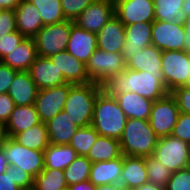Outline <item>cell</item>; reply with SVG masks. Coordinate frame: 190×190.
I'll list each match as a JSON object with an SVG mask.
<instances>
[{"instance_id": "7bdbcfd3", "label": "cell", "mask_w": 190, "mask_h": 190, "mask_svg": "<svg viewBox=\"0 0 190 190\" xmlns=\"http://www.w3.org/2000/svg\"><path fill=\"white\" fill-rule=\"evenodd\" d=\"M16 16L14 10H0V37L16 31Z\"/></svg>"}, {"instance_id": "ac0fdd59", "label": "cell", "mask_w": 190, "mask_h": 190, "mask_svg": "<svg viewBox=\"0 0 190 190\" xmlns=\"http://www.w3.org/2000/svg\"><path fill=\"white\" fill-rule=\"evenodd\" d=\"M49 59L62 72L66 83L74 85L91 82L86 72V64L66 50L50 56Z\"/></svg>"}, {"instance_id": "9a60e30c", "label": "cell", "mask_w": 190, "mask_h": 190, "mask_svg": "<svg viewBox=\"0 0 190 190\" xmlns=\"http://www.w3.org/2000/svg\"><path fill=\"white\" fill-rule=\"evenodd\" d=\"M152 25L153 22L124 25L126 38L121 53L126 62L140 50L152 45Z\"/></svg>"}, {"instance_id": "816d5d0a", "label": "cell", "mask_w": 190, "mask_h": 190, "mask_svg": "<svg viewBox=\"0 0 190 190\" xmlns=\"http://www.w3.org/2000/svg\"><path fill=\"white\" fill-rule=\"evenodd\" d=\"M133 190H165V187L159 186V185H155L152 183H146L141 185L140 187H137Z\"/></svg>"}, {"instance_id": "8992f818", "label": "cell", "mask_w": 190, "mask_h": 190, "mask_svg": "<svg viewBox=\"0 0 190 190\" xmlns=\"http://www.w3.org/2000/svg\"><path fill=\"white\" fill-rule=\"evenodd\" d=\"M73 23L72 20H65L60 23L44 25L33 38L37 54L49 58L66 50Z\"/></svg>"}, {"instance_id": "e575fe53", "label": "cell", "mask_w": 190, "mask_h": 190, "mask_svg": "<svg viewBox=\"0 0 190 190\" xmlns=\"http://www.w3.org/2000/svg\"><path fill=\"white\" fill-rule=\"evenodd\" d=\"M92 162L87 156L77 158L64 169L65 179L68 186L89 180Z\"/></svg>"}, {"instance_id": "52a82bcc", "label": "cell", "mask_w": 190, "mask_h": 190, "mask_svg": "<svg viewBox=\"0 0 190 190\" xmlns=\"http://www.w3.org/2000/svg\"><path fill=\"white\" fill-rule=\"evenodd\" d=\"M9 166L20 167L33 178L44 169L43 151L34 150L20 145L11 137H5L1 146Z\"/></svg>"}, {"instance_id": "60d3db41", "label": "cell", "mask_w": 190, "mask_h": 190, "mask_svg": "<svg viewBox=\"0 0 190 190\" xmlns=\"http://www.w3.org/2000/svg\"><path fill=\"white\" fill-rule=\"evenodd\" d=\"M180 140L186 141L190 144V115L181 113L178 116L176 125L171 134Z\"/></svg>"}, {"instance_id": "d590c367", "label": "cell", "mask_w": 190, "mask_h": 190, "mask_svg": "<svg viewBox=\"0 0 190 190\" xmlns=\"http://www.w3.org/2000/svg\"><path fill=\"white\" fill-rule=\"evenodd\" d=\"M98 136L99 133L91 125L79 127L69 145L77 152L78 156H87Z\"/></svg>"}, {"instance_id": "484cf974", "label": "cell", "mask_w": 190, "mask_h": 190, "mask_svg": "<svg viewBox=\"0 0 190 190\" xmlns=\"http://www.w3.org/2000/svg\"><path fill=\"white\" fill-rule=\"evenodd\" d=\"M37 56L38 54L34 39L24 38L23 41L1 61L12 69L29 71Z\"/></svg>"}, {"instance_id": "5bb4252c", "label": "cell", "mask_w": 190, "mask_h": 190, "mask_svg": "<svg viewBox=\"0 0 190 190\" xmlns=\"http://www.w3.org/2000/svg\"><path fill=\"white\" fill-rule=\"evenodd\" d=\"M114 15V0H95L74 23L86 31L97 34Z\"/></svg>"}, {"instance_id": "cb8c5ba5", "label": "cell", "mask_w": 190, "mask_h": 190, "mask_svg": "<svg viewBox=\"0 0 190 190\" xmlns=\"http://www.w3.org/2000/svg\"><path fill=\"white\" fill-rule=\"evenodd\" d=\"M41 123L34 104L27 106L15 105L14 110L4 125L5 135L13 138L17 133Z\"/></svg>"}, {"instance_id": "9f6ffc18", "label": "cell", "mask_w": 190, "mask_h": 190, "mask_svg": "<svg viewBox=\"0 0 190 190\" xmlns=\"http://www.w3.org/2000/svg\"><path fill=\"white\" fill-rule=\"evenodd\" d=\"M5 137L6 135H5L4 125L0 124V147L3 144Z\"/></svg>"}, {"instance_id": "7dc6e473", "label": "cell", "mask_w": 190, "mask_h": 190, "mask_svg": "<svg viewBox=\"0 0 190 190\" xmlns=\"http://www.w3.org/2000/svg\"><path fill=\"white\" fill-rule=\"evenodd\" d=\"M0 190H21L15 183L14 166H8L5 173L0 174Z\"/></svg>"}, {"instance_id": "8d00e7d4", "label": "cell", "mask_w": 190, "mask_h": 190, "mask_svg": "<svg viewBox=\"0 0 190 190\" xmlns=\"http://www.w3.org/2000/svg\"><path fill=\"white\" fill-rule=\"evenodd\" d=\"M145 167L147 170L148 182L165 187L172 175V171L153 155L145 158Z\"/></svg>"}, {"instance_id": "f907efd6", "label": "cell", "mask_w": 190, "mask_h": 190, "mask_svg": "<svg viewBox=\"0 0 190 190\" xmlns=\"http://www.w3.org/2000/svg\"><path fill=\"white\" fill-rule=\"evenodd\" d=\"M22 0H0V10H14Z\"/></svg>"}, {"instance_id": "603a6c76", "label": "cell", "mask_w": 190, "mask_h": 190, "mask_svg": "<svg viewBox=\"0 0 190 190\" xmlns=\"http://www.w3.org/2000/svg\"><path fill=\"white\" fill-rule=\"evenodd\" d=\"M48 132L49 144L66 145L69 144L73 135L79 127L68 116L64 110L45 122Z\"/></svg>"}, {"instance_id": "ee69618b", "label": "cell", "mask_w": 190, "mask_h": 190, "mask_svg": "<svg viewBox=\"0 0 190 190\" xmlns=\"http://www.w3.org/2000/svg\"><path fill=\"white\" fill-rule=\"evenodd\" d=\"M17 72L18 70L12 69L0 61V94L8 93L10 84Z\"/></svg>"}, {"instance_id": "b9f144b4", "label": "cell", "mask_w": 190, "mask_h": 190, "mask_svg": "<svg viewBox=\"0 0 190 190\" xmlns=\"http://www.w3.org/2000/svg\"><path fill=\"white\" fill-rule=\"evenodd\" d=\"M170 94L174 97L179 112L190 115V86L176 88Z\"/></svg>"}, {"instance_id": "6da1fadb", "label": "cell", "mask_w": 190, "mask_h": 190, "mask_svg": "<svg viewBox=\"0 0 190 190\" xmlns=\"http://www.w3.org/2000/svg\"><path fill=\"white\" fill-rule=\"evenodd\" d=\"M102 90L115 97L123 92H134L153 102L169 93L162 73H150L126 68L124 72L111 75L102 84Z\"/></svg>"}, {"instance_id": "74e56055", "label": "cell", "mask_w": 190, "mask_h": 190, "mask_svg": "<svg viewBox=\"0 0 190 190\" xmlns=\"http://www.w3.org/2000/svg\"><path fill=\"white\" fill-rule=\"evenodd\" d=\"M95 0H60L66 20L75 19Z\"/></svg>"}, {"instance_id": "f35d334b", "label": "cell", "mask_w": 190, "mask_h": 190, "mask_svg": "<svg viewBox=\"0 0 190 190\" xmlns=\"http://www.w3.org/2000/svg\"><path fill=\"white\" fill-rule=\"evenodd\" d=\"M165 190H190V166L172 172Z\"/></svg>"}, {"instance_id": "f1b7e54d", "label": "cell", "mask_w": 190, "mask_h": 190, "mask_svg": "<svg viewBox=\"0 0 190 190\" xmlns=\"http://www.w3.org/2000/svg\"><path fill=\"white\" fill-rule=\"evenodd\" d=\"M44 168L64 170L74 161L78 154L69 145H54L49 144L43 152Z\"/></svg>"}, {"instance_id": "83f0119b", "label": "cell", "mask_w": 190, "mask_h": 190, "mask_svg": "<svg viewBox=\"0 0 190 190\" xmlns=\"http://www.w3.org/2000/svg\"><path fill=\"white\" fill-rule=\"evenodd\" d=\"M161 56L162 51L160 49L154 45L147 46L127 61V68L136 71L162 73Z\"/></svg>"}, {"instance_id": "f6af8a7d", "label": "cell", "mask_w": 190, "mask_h": 190, "mask_svg": "<svg viewBox=\"0 0 190 190\" xmlns=\"http://www.w3.org/2000/svg\"><path fill=\"white\" fill-rule=\"evenodd\" d=\"M14 107L15 103L7 93L0 94V124H6Z\"/></svg>"}, {"instance_id": "db71d44e", "label": "cell", "mask_w": 190, "mask_h": 190, "mask_svg": "<svg viewBox=\"0 0 190 190\" xmlns=\"http://www.w3.org/2000/svg\"><path fill=\"white\" fill-rule=\"evenodd\" d=\"M96 190H125L121 185L107 184L102 186H97Z\"/></svg>"}, {"instance_id": "3957f363", "label": "cell", "mask_w": 190, "mask_h": 190, "mask_svg": "<svg viewBox=\"0 0 190 190\" xmlns=\"http://www.w3.org/2000/svg\"><path fill=\"white\" fill-rule=\"evenodd\" d=\"M158 140L149 120L129 118L119 141L123 155L146 158L153 155Z\"/></svg>"}, {"instance_id": "44dd1931", "label": "cell", "mask_w": 190, "mask_h": 190, "mask_svg": "<svg viewBox=\"0 0 190 190\" xmlns=\"http://www.w3.org/2000/svg\"><path fill=\"white\" fill-rule=\"evenodd\" d=\"M38 91L29 71H18L7 94L13 99L15 105L27 106L35 103Z\"/></svg>"}, {"instance_id": "ab89813d", "label": "cell", "mask_w": 190, "mask_h": 190, "mask_svg": "<svg viewBox=\"0 0 190 190\" xmlns=\"http://www.w3.org/2000/svg\"><path fill=\"white\" fill-rule=\"evenodd\" d=\"M24 38L18 30L0 37V61L16 48Z\"/></svg>"}, {"instance_id": "4316f807", "label": "cell", "mask_w": 190, "mask_h": 190, "mask_svg": "<svg viewBox=\"0 0 190 190\" xmlns=\"http://www.w3.org/2000/svg\"><path fill=\"white\" fill-rule=\"evenodd\" d=\"M119 107L123 110L127 118H137L149 120L153 101L144 98L134 92H123L115 96Z\"/></svg>"}, {"instance_id": "5b68a950", "label": "cell", "mask_w": 190, "mask_h": 190, "mask_svg": "<svg viewBox=\"0 0 190 190\" xmlns=\"http://www.w3.org/2000/svg\"><path fill=\"white\" fill-rule=\"evenodd\" d=\"M161 70L169 93L190 86V54L182 51H162Z\"/></svg>"}, {"instance_id": "f5cc1de1", "label": "cell", "mask_w": 190, "mask_h": 190, "mask_svg": "<svg viewBox=\"0 0 190 190\" xmlns=\"http://www.w3.org/2000/svg\"><path fill=\"white\" fill-rule=\"evenodd\" d=\"M8 166L9 165L6 160L5 153L3 149L0 147V174L5 173Z\"/></svg>"}, {"instance_id": "bcb514c9", "label": "cell", "mask_w": 190, "mask_h": 190, "mask_svg": "<svg viewBox=\"0 0 190 190\" xmlns=\"http://www.w3.org/2000/svg\"><path fill=\"white\" fill-rule=\"evenodd\" d=\"M15 183L21 190H32L34 178L20 167L14 166Z\"/></svg>"}, {"instance_id": "d4e9b609", "label": "cell", "mask_w": 190, "mask_h": 190, "mask_svg": "<svg viewBox=\"0 0 190 190\" xmlns=\"http://www.w3.org/2000/svg\"><path fill=\"white\" fill-rule=\"evenodd\" d=\"M148 183V175L144 157L123 155V168L120 185L125 190H133Z\"/></svg>"}, {"instance_id": "7a4b0ae2", "label": "cell", "mask_w": 190, "mask_h": 190, "mask_svg": "<svg viewBox=\"0 0 190 190\" xmlns=\"http://www.w3.org/2000/svg\"><path fill=\"white\" fill-rule=\"evenodd\" d=\"M127 119L115 97L101 90L94 103L91 123V126L99 133V136L120 140Z\"/></svg>"}, {"instance_id": "d6a6232c", "label": "cell", "mask_w": 190, "mask_h": 190, "mask_svg": "<svg viewBox=\"0 0 190 190\" xmlns=\"http://www.w3.org/2000/svg\"><path fill=\"white\" fill-rule=\"evenodd\" d=\"M155 7V20L164 22L183 21L182 7L184 0H153Z\"/></svg>"}, {"instance_id": "ffe728a7", "label": "cell", "mask_w": 190, "mask_h": 190, "mask_svg": "<svg viewBox=\"0 0 190 190\" xmlns=\"http://www.w3.org/2000/svg\"><path fill=\"white\" fill-rule=\"evenodd\" d=\"M14 11L17 30L25 38H34L43 27L39 10L29 0H22Z\"/></svg>"}, {"instance_id": "c3c4849f", "label": "cell", "mask_w": 190, "mask_h": 190, "mask_svg": "<svg viewBox=\"0 0 190 190\" xmlns=\"http://www.w3.org/2000/svg\"><path fill=\"white\" fill-rule=\"evenodd\" d=\"M184 29H185V44L184 51L190 54V16H186L182 21Z\"/></svg>"}, {"instance_id": "7c38bea8", "label": "cell", "mask_w": 190, "mask_h": 190, "mask_svg": "<svg viewBox=\"0 0 190 190\" xmlns=\"http://www.w3.org/2000/svg\"><path fill=\"white\" fill-rule=\"evenodd\" d=\"M71 85L65 83L38 91L34 105L41 122H47L64 109Z\"/></svg>"}, {"instance_id": "277c9868", "label": "cell", "mask_w": 190, "mask_h": 190, "mask_svg": "<svg viewBox=\"0 0 190 190\" xmlns=\"http://www.w3.org/2000/svg\"><path fill=\"white\" fill-rule=\"evenodd\" d=\"M101 90L102 85L95 82L70 86L63 110L78 127L91 125L94 103Z\"/></svg>"}, {"instance_id": "ba28073f", "label": "cell", "mask_w": 190, "mask_h": 190, "mask_svg": "<svg viewBox=\"0 0 190 190\" xmlns=\"http://www.w3.org/2000/svg\"><path fill=\"white\" fill-rule=\"evenodd\" d=\"M127 62L122 53L96 49L86 63V72L91 82L103 84L111 75L124 72Z\"/></svg>"}, {"instance_id": "681fc988", "label": "cell", "mask_w": 190, "mask_h": 190, "mask_svg": "<svg viewBox=\"0 0 190 190\" xmlns=\"http://www.w3.org/2000/svg\"><path fill=\"white\" fill-rule=\"evenodd\" d=\"M68 190H96V186H94L89 180L79 182L76 184H72L68 186Z\"/></svg>"}, {"instance_id": "d6986e66", "label": "cell", "mask_w": 190, "mask_h": 190, "mask_svg": "<svg viewBox=\"0 0 190 190\" xmlns=\"http://www.w3.org/2000/svg\"><path fill=\"white\" fill-rule=\"evenodd\" d=\"M125 38V26L114 15L97 33V48L106 52L121 53Z\"/></svg>"}, {"instance_id": "9c48e42d", "label": "cell", "mask_w": 190, "mask_h": 190, "mask_svg": "<svg viewBox=\"0 0 190 190\" xmlns=\"http://www.w3.org/2000/svg\"><path fill=\"white\" fill-rule=\"evenodd\" d=\"M153 156L172 172L190 166V144L172 135L159 138Z\"/></svg>"}, {"instance_id": "f546056e", "label": "cell", "mask_w": 190, "mask_h": 190, "mask_svg": "<svg viewBox=\"0 0 190 190\" xmlns=\"http://www.w3.org/2000/svg\"><path fill=\"white\" fill-rule=\"evenodd\" d=\"M122 155L120 141L114 138L98 136L87 157L92 163L113 160Z\"/></svg>"}, {"instance_id": "8fae6325", "label": "cell", "mask_w": 190, "mask_h": 190, "mask_svg": "<svg viewBox=\"0 0 190 190\" xmlns=\"http://www.w3.org/2000/svg\"><path fill=\"white\" fill-rule=\"evenodd\" d=\"M185 29L181 21L155 20L152 25V45L161 51H182L185 44Z\"/></svg>"}, {"instance_id": "1f68e13d", "label": "cell", "mask_w": 190, "mask_h": 190, "mask_svg": "<svg viewBox=\"0 0 190 190\" xmlns=\"http://www.w3.org/2000/svg\"><path fill=\"white\" fill-rule=\"evenodd\" d=\"M68 188L64 170L44 168L34 178L32 190H64Z\"/></svg>"}, {"instance_id": "7402d4cb", "label": "cell", "mask_w": 190, "mask_h": 190, "mask_svg": "<svg viewBox=\"0 0 190 190\" xmlns=\"http://www.w3.org/2000/svg\"><path fill=\"white\" fill-rule=\"evenodd\" d=\"M123 168V154L109 161L94 162L91 165L89 181L94 186L120 185Z\"/></svg>"}, {"instance_id": "11a10c76", "label": "cell", "mask_w": 190, "mask_h": 190, "mask_svg": "<svg viewBox=\"0 0 190 190\" xmlns=\"http://www.w3.org/2000/svg\"><path fill=\"white\" fill-rule=\"evenodd\" d=\"M182 12L184 17L190 16V0H184Z\"/></svg>"}, {"instance_id": "4dcf8cb0", "label": "cell", "mask_w": 190, "mask_h": 190, "mask_svg": "<svg viewBox=\"0 0 190 190\" xmlns=\"http://www.w3.org/2000/svg\"><path fill=\"white\" fill-rule=\"evenodd\" d=\"M13 139L24 147L43 152L49 145L47 127L43 122L17 133Z\"/></svg>"}, {"instance_id": "4fadbf2b", "label": "cell", "mask_w": 190, "mask_h": 190, "mask_svg": "<svg viewBox=\"0 0 190 190\" xmlns=\"http://www.w3.org/2000/svg\"><path fill=\"white\" fill-rule=\"evenodd\" d=\"M114 13L124 25L155 21L153 0H114Z\"/></svg>"}, {"instance_id": "e0dca14e", "label": "cell", "mask_w": 190, "mask_h": 190, "mask_svg": "<svg viewBox=\"0 0 190 190\" xmlns=\"http://www.w3.org/2000/svg\"><path fill=\"white\" fill-rule=\"evenodd\" d=\"M29 73L39 90L66 83L62 72L48 57L38 55L32 63Z\"/></svg>"}, {"instance_id": "30bf717a", "label": "cell", "mask_w": 190, "mask_h": 190, "mask_svg": "<svg viewBox=\"0 0 190 190\" xmlns=\"http://www.w3.org/2000/svg\"><path fill=\"white\" fill-rule=\"evenodd\" d=\"M179 114L174 97L168 93L153 102L149 117L150 126L159 138L167 137L172 134Z\"/></svg>"}, {"instance_id": "2e32d148", "label": "cell", "mask_w": 190, "mask_h": 190, "mask_svg": "<svg viewBox=\"0 0 190 190\" xmlns=\"http://www.w3.org/2000/svg\"><path fill=\"white\" fill-rule=\"evenodd\" d=\"M96 49L97 34L86 31L73 23L66 51L86 64Z\"/></svg>"}, {"instance_id": "836d02e7", "label": "cell", "mask_w": 190, "mask_h": 190, "mask_svg": "<svg viewBox=\"0 0 190 190\" xmlns=\"http://www.w3.org/2000/svg\"><path fill=\"white\" fill-rule=\"evenodd\" d=\"M38 10L43 26L65 21L60 0H29Z\"/></svg>"}]
</instances>
